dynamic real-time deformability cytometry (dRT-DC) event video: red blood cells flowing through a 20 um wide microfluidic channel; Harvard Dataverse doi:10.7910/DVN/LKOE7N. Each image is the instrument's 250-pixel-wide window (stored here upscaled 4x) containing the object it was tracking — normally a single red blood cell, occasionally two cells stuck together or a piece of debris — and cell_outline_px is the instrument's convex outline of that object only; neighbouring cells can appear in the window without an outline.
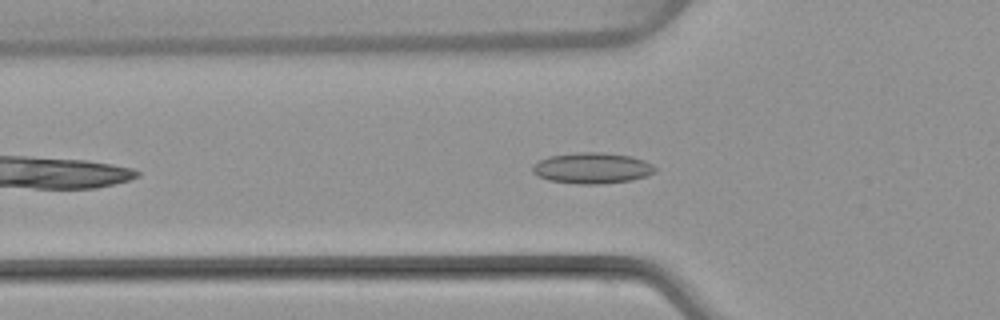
{"species": "common noctule bat (a hibernating species)", "species_latin": "Nyctalus noctula", "temperature_condition": "warm", "stored_images_in_passage": 40, "camera_frame_rate_fps": 3000, "um_per_image_px": 0.085, "animal": {"sex": "female", "body_mass_g": 22.7, "forearm_length_mm": 54.2}, "frame": {"image": 1, "passage_image": 7, "time_ms": 2.0, "image_size_px": [1000, 320], "cell_outline_px": [[656, 172], [648, 176], [632, 180], [600, 184], [576, 184], [548, 180], [536, 176], [532, 172], [532, 164], [548, 156], [580, 152], [600, 152], [632, 156], [644, 160], [652, 164], [656, 168]], "centroid_in_image_um": [50.33, 14.29], "position_along_channel_um": 75.5, "area_um2": 22.37}}
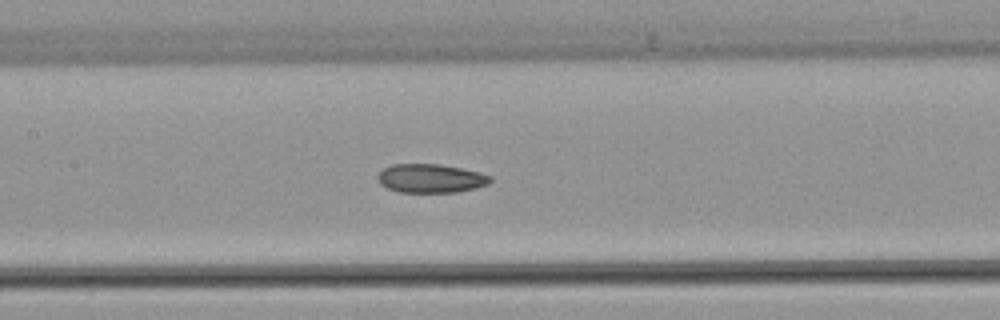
{"frame": {"image": 2, "passage_image": 14, "time_ms": 4.333, "image_size_px": [1000, 320], "cell_outline_px": [[492, 180], [488, 184], [476, 188], [456, 192], [400, 192], [388, 188], [380, 184], [376, 176], [384, 168], [392, 164], [440, 164], [480, 172], [492, 176]], "centroid_in_image_um": [36.62, 15.16], "position_along_channel_um": 170.8, "area_um2": 18.9}}
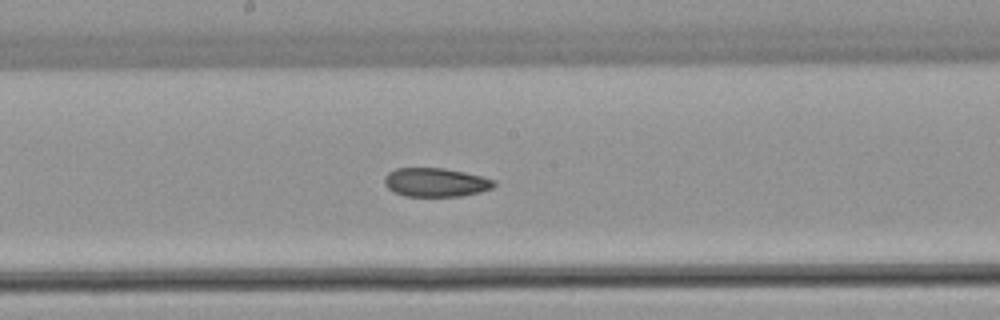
{"frame": {"image": 3, "passage_image": 17, "time_ms": 5.333, "image_size_px": [1000, 320], "cell_outline_px": [[496, 184], [492, 188], [480, 192], [460, 196], [404, 196], [388, 188], [384, 184], [384, 176], [388, 172], [396, 168], [444, 168], [464, 172], [496, 180]], "centroid_in_image_um": [37.02, 15.49], "position_along_channel_um": 211.2, "area_um2": 18.38}, "authors_computed_cell_mechanics": {"area_um2": 19.1029, "velocity_mm_per_s": 4.0584, "shape_relaxation_time_tau1_ms": null, "shape_relaxation_time_tau2_ms": 5.8267, "deformation_change_tau1": null, "deformation_change_tau2": 0.1259}}